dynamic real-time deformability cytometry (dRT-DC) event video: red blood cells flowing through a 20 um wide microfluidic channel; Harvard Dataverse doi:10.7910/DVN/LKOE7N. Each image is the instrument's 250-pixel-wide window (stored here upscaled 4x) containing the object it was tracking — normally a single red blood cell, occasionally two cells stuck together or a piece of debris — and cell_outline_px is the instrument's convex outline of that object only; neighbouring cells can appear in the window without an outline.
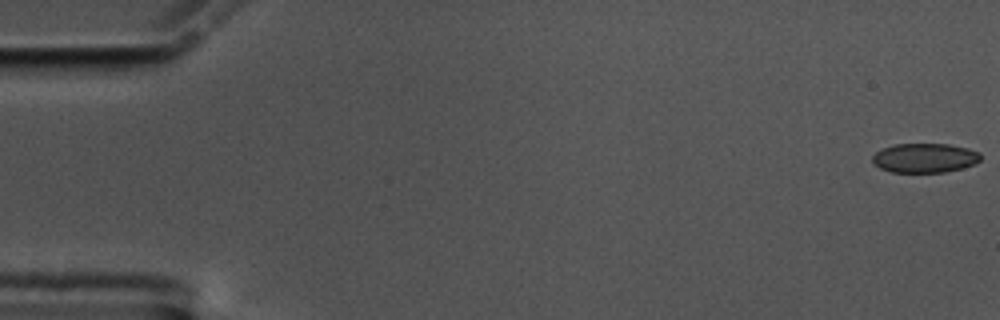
{"species": "common noctule bat (a hibernating species)", "species_latin": "Nyctalus noctula", "temperature_condition": "cold", "stored_images_in_passage": 54, "camera_frame_rate_fps": 3000, "um_per_image_px": 0.085, "animal": {"sex": "male", "body_mass_g": 17.5, "forearm_length_mm": 52.3}, "frame": {"image": 1, "passage_image": 1, "time_ms": 0.0, "image_size_px": [1000, 320], "cell_outline_px": [[980, 160], [976, 164], [944, 172], [892, 172], [880, 168], [872, 164], [872, 156], [876, 152], [884, 148], [896, 144], [948, 144], [968, 148], [980, 152]], "centroid_in_image_um": [78.6, 13.42], "position_along_channel_um": 6.4, "area_um2": 18.5}}
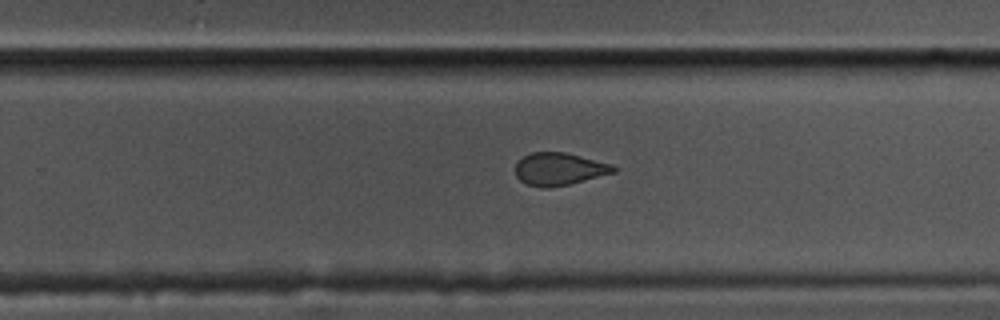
{"frame": {"image": 2, "passage_image": 37, "time_ms": 12.0, "image_size_px": [1000, 320], "cell_outline_px": [[616, 172], [568, 184], [548, 188], [540, 188], [528, 184], [520, 180], [516, 176], [516, 160], [532, 152], [564, 152], [612, 164], [616, 168]], "centroid_in_image_um": [47.5, 14.36], "position_along_channel_um": 282.3, "area_um2": 18.5}}
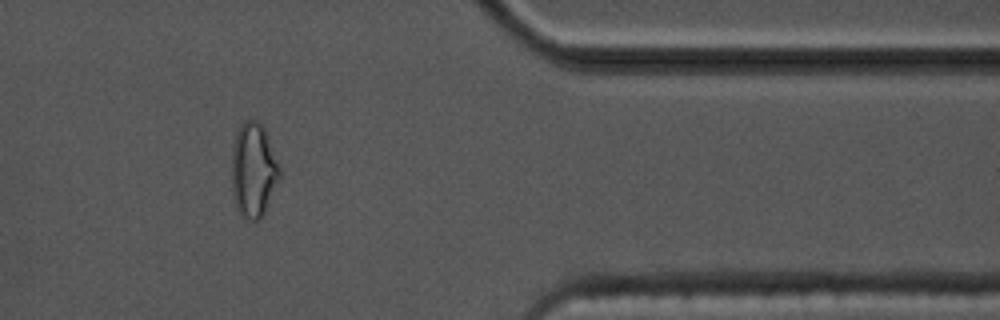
{"frame": {"image": 3, "passage_image": 48, "time_ms": 15.667, "image_size_px": [1000, 320], "cell_outline_px": [[280, 176], [264, 216], [260, 220], [248, 220], [236, 208], [232, 192], [232, 144], [236, 132], [240, 124], [244, 120], [256, 120], [264, 128], [280, 168]], "centroid_in_image_um": [21.53, 14.47], "position_along_channel_um": 389.9, "area_um2": 26.47}}